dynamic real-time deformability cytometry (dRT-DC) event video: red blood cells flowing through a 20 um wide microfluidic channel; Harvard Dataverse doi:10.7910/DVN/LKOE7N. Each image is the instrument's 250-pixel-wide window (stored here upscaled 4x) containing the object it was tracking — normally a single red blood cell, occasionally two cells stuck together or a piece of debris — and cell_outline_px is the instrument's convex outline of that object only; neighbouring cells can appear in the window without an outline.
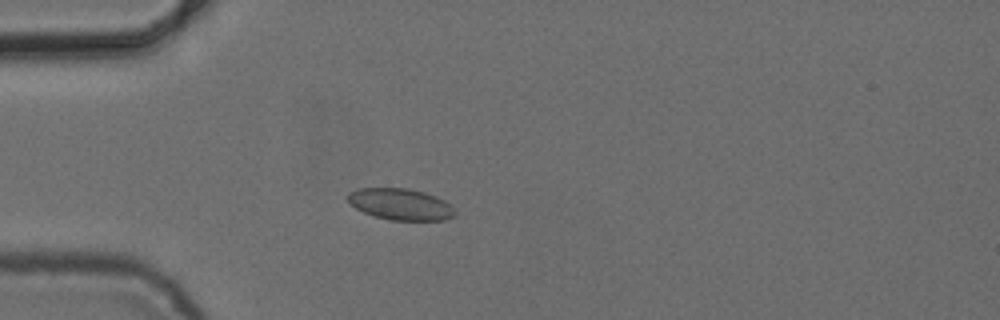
{"species": "common noctule bat (a hibernating species)", "species_latin": "Nyctalus noctula", "temperature_condition": "cold", "stored_images_in_passage": 5, "camera_frame_rate_fps": 3000, "um_per_image_px": 0.085, "animal": {"sex": "female", "body_mass_g": 24.6, "forearm_length_mm": 56.2}, "frame": {"image": 1, "passage_image": 4, "time_ms": 4.667, "image_size_px": [1000, 320], "cell_outline_px": [[456, 216], [444, 220], [392, 220], [376, 216], [364, 212], [356, 208], [348, 200], [348, 192], [356, 188], [408, 188], [424, 192], [436, 196], [444, 200], [456, 212]], "centroid_in_image_um": [34.05, 17.35], "position_along_channel_um": 50.9, "area_um2": 19.54}}